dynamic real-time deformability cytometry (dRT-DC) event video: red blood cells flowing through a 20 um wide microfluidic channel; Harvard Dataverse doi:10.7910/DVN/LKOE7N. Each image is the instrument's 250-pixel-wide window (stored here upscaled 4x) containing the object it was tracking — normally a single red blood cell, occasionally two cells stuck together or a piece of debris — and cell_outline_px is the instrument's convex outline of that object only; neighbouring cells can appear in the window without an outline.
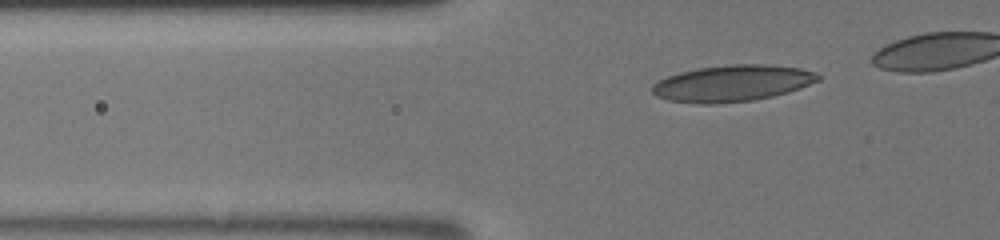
{"species": "human", "species_latin": "Homo sapiens", "temperature_condition": "room temperature", "stored_images_in_passage": 31, "camera_frame_rate_fps": 3000, "um_per_image_px": 0.085, "donor": {"sex": "male"}, "frame": {"image": 1, "passage_image": 6, "time_ms": 1.667, "image_size_px": [1000, 240], "cell_outline_px": [[820, 80], [800, 88], [788, 92], [772, 96], [752, 100], [712, 104], [700, 104], [668, 100], [656, 96], [652, 92], [652, 84], [668, 76], [680, 72], [696, 68], [732, 64], [768, 64], [800, 68], [816, 72], [820, 76]], "centroid_in_image_um": [62.25, 7.07], "position_along_channel_um": 63.6, "area_um2": 35.2}}
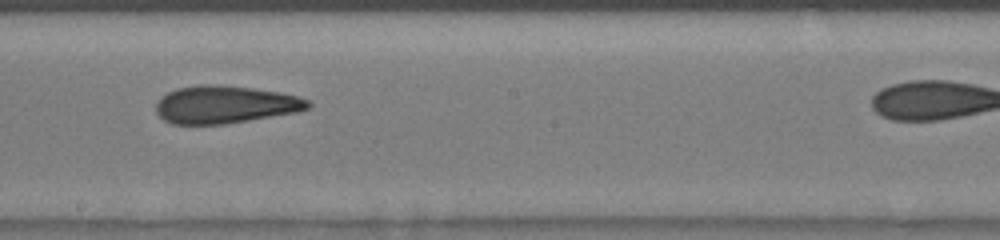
{"frame": {"image": 2, "passage_image": 19, "time_ms": 6.0, "image_size_px": [1000, 240], "cell_outline_px": [[312, 104], [308, 108], [296, 112], [224, 124], [172, 124], [164, 120], [156, 112], [156, 104], [160, 96], [176, 88], [200, 84], [208, 84], [252, 88], [280, 92], [296, 96], [308, 100]], "centroid_in_image_um": [19.09, 8.88], "position_along_channel_um": 229.1, "area_um2": 33.18}}
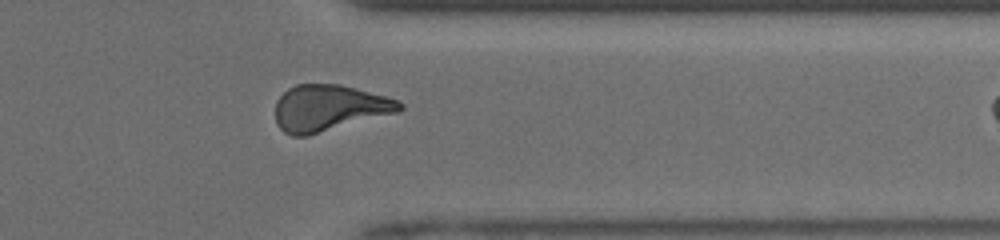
{"frame": {"image": 3, "passage_image": 30, "time_ms": 9.667, "image_size_px": [1000, 240], "cell_outline_px": [[404, 108], [400, 112], [308, 136], [292, 136], [284, 132], [276, 124], [276, 100], [288, 88], [296, 84], [340, 84], [388, 96], [404, 104]], "centroid_in_image_um": [27.99, 9.18], "position_along_channel_um": 383.4, "area_um2": 33.87}}